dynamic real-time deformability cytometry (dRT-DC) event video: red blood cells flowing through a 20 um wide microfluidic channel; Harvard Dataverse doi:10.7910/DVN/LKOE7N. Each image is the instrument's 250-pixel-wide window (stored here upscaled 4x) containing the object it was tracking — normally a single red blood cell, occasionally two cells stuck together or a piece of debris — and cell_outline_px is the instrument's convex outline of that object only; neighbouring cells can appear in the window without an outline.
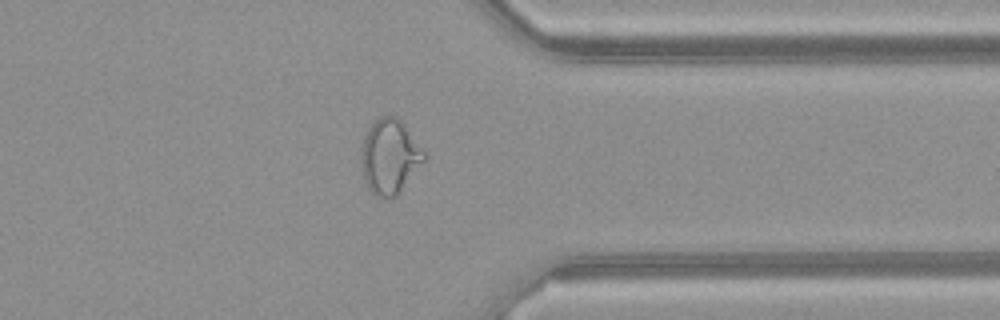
{"species": "common noctule bat (a hibernating species)", "species_latin": "Nyctalus noctula", "temperature_condition": "warm", "stored_images_in_passage": 35, "camera_frame_rate_fps": 3000, "um_per_image_px": 0.085, "animal": {"sex": "female", "body_mass_g": 21.9}, "frame": {"image": 1, "passage_image": 25, "time_ms": 8.0, "image_size_px": [1000, 320], "cell_outline_px": [[428, 156], [400, 192], [396, 196], [380, 200], [368, 188], [364, 180], [360, 152], [360, 148], [364, 136], [368, 128], [380, 116], [396, 116], [404, 124]], "centroid_in_image_um": [33.11, 13.33], "position_along_channel_um": 378.3, "area_um2": 27.51}, "authors_computed_cell_mechanics": {"area_um2": 25.0852, "velocity_mm_per_s": 4.1643, "shape_relaxation_time_tau1_ms": null, "shape_relaxation_time_tau2_ms": 0.9712, "deformation_change_tau1": null, "deformation_change_tau2": 0.0736}}